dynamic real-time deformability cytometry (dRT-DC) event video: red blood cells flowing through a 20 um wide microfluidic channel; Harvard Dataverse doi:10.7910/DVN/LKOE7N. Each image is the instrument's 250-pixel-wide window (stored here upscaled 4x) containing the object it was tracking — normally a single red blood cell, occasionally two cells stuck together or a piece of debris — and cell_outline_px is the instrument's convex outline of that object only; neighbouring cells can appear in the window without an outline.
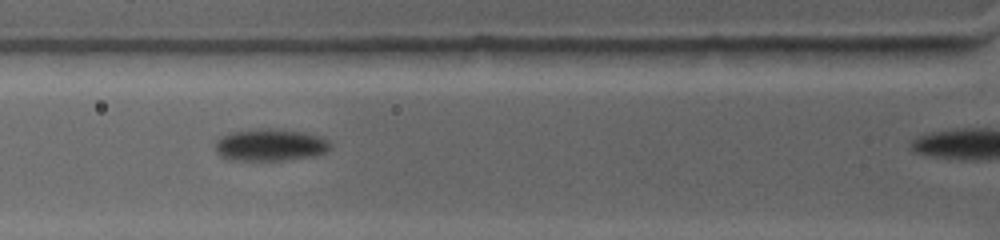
{"species": "common noctule bat (a hibernating species)", "species_latin": "Nyctalus noctula", "temperature_condition": "warm", "stored_images_in_passage": 25, "camera_frame_rate_fps": 4500, "um_per_image_px": 0.085, "animal": {"sex": "female", "body_mass_g": 19.0, "forearm_length_mm": 53.3}, "frame": {"image": 1, "passage_image": 5, "time_ms": 1.556, "image_size_px": [1000, 240], "cell_outline_px": [[332, 144], [324, 152], [312, 156], [284, 160], [232, 160], [220, 156], [216, 152], [216, 140], [220, 136], [228, 132], [260, 128], [280, 128], [304, 132], [320, 136], [328, 140]], "centroid_in_image_um": [22.94, 12.3], "position_along_channel_um": 102.9, "area_um2": 21.73}}
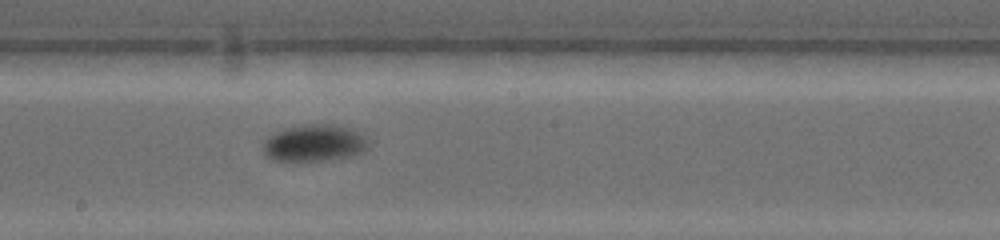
{"frame": {"image": 2, "passage_image": 14, "time_ms": 4.889, "image_size_px": [1000, 240], "cell_outline_px": [[368, 144], [364, 152], [352, 156], [324, 160], [272, 160], [260, 148], [264, 140], [268, 136], [284, 128], [316, 124], [328, 124], [352, 128], [364, 136], [368, 140]], "centroid_in_image_um": [26.71, 12.16], "position_along_channel_um": 221.5, "area_um2": 22.48}}
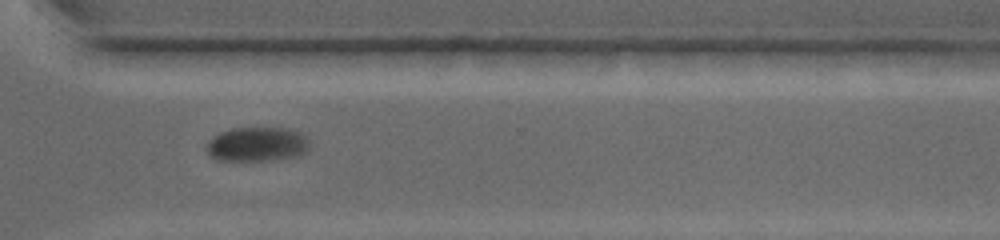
{"frame": {"image": 3, "passage_image": 22, "time_ms": 8.444, "image_size_px": [1000, 240], "cell_outline_px": [[308, 152], [300, 156], [280, 160], [216, 160], [208, 156], [204, 148], [208, 140], [212, 136], [220, 132], [232, 128], [288, 128], [300, 132], [308, 140]], "centroid_in_image_um": [21.82, 12.27], "position_along_channel_um": 348.8, "area_um2": 21.15}}